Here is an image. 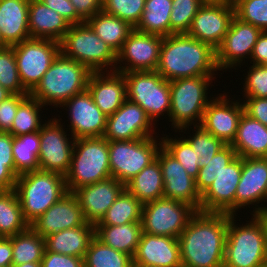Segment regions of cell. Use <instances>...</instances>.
Instances as JSON below:
<instances>
[{
  "mask_svg": "<svg viewBox=\"0 0 267 267\" xmlns=\"http://www.w3.org/2000/svg\"><path fill=\"white\" fill-rule=\"evenodd\" d=\"M228 214L196 212L178 240L186 267H223Z\"/></svg>",
  "mask_w": 267,
  "mask_h": 267,
  "instance_id": "obj_1",
  "label": "cell"
},
{
  "mask_svg": "<svg viewBox=\"0 0 267 267\" xmlns=\"http://www.w3.org/2000/svg\"><path fill=\"white\" fill-rule=\"evenodd\" d=\"M156 71L169 82L180 78L213 76L219 71L215 50L186 33L163 37Z\"/></svg>",
  "mask_w": 267,
  "mask_h": 267,
  "instance_id": "obj_2",
  "label": "cell"
},
{
  "mask_svg": "<svg viewBox=\"0 0 267 267\" xmlns=\"http://www.w3.org/2000/svg\"><path fill=\"white\" fill-rule=\"evenodd\" d=\"M91 73L85 65L60 53L29 94L44 106L60 108L74 95L87 90Z\"/></svg>",
  "mask_w": 267,
  "mask_h": 267,
  "instance_id": "obj_3",
  "label": "cell"
},
{
  "mask_svg": "<svg viewBox=\"0 0 267 267\" xmlns=\"http://www.w3.org/2000/svg\"><path fill=\"white\" fill-rule=\"evenodd\" d=\"M14 189L29 225L68 193L63 175L42 170L19 175Z\"/></svg>",
  "mask_w": 267,
  "mask_h": 267,
  "instance_id": "obj_4",
  "label": "cell"
},
{
  "mask_svg": "<svg viewBox=\"0 0 267 267\" xmlns=\"http://www.w3.org/2000/svg\"><path fill=\"white\" fill-rule=\"evenodd\" d=\"M111 178L108 140L104 137L75 139L66 188L76 189Z\"/></svg>",
  "mask_w": 267,
  "mask_h": 267,
  "instance_id": "obj_5",
  "label": "cell"
},
{
  "mask_svg": "<svg viewBox=\"0 0 267 267\" xmlns=\"http://www.w3.org/2000/svg\"><path fill=\"white\" fill-rule=\"evenodd\" d=\"M214 78V76H195L170 81L169 119L174 129L183 132L192 124L194 126L201 124L204 111L210 102L207 90Z\"/></svg>",
  "mask_w": 267,
  "mask_h": 267,
  "instance_id": "obj_6",
  "label": "cell"
},
{
  "mask_svg": "<svg viewBox=\"0 0 267 267\" xmlns=\"http://www.w3.org/2000/svg\"><path fill=\"white\" fill-rule=\"evenodd\" d=\"M235 216L228 214L223 267H261L267 264V247L259 220L252 216L251 221L239 227Z\"/></svg>",
  "mask_w": 267,
  "mask_h": 267,
  "instance_id": "obj_7",
  "label": "cell"
},
{
  "mask_svg": "<svg viewBox=\"0 0 267 267\" xmlns=\"http://www.w3.org/2000/svg\"><path fill=\"white\" fill-rule=\"evenodd\" d=\"M60 52L85 65L91 72L115 71L116 52L96 35L86 21L70 25L60 41Z\"/></svg>",
  "mask_w": 267,
  "mask_h": 267,
  "instance_id": "obj_8",
  "label": "cell"
},
{
  "mask_svg": "<svg viewBox=\"0 0 267 267\" xmlns=\"http://www.w3.org/2000/svg\"><path fill=\"white\" fill-rule=\"evenodd\" d=\"M155 137L108 141L111 177L126 184L156 159L162 146Z\"/></svg>",
  "mask_w": 267,
  "mask_h": 267,
  "instance_id": "obj_9",
  "label": "cell"
},
{
  "mask_svg": "<svg viewBox=\"0 0 267 267\" xmlns=\"http://www.w3.org/2000/svg\"><path fill=\"white\" fill-rule=\"evenodd\" d=\"M126 79L127 99L140 105L152 122L171 110L170 82L157 71L123 73Z\"/></svg>",
  "mask_w": 267,
  "mask_h": 267,
  "instance_id": "obj_10",
  "label": "cell"
},
{
  "mask_svg": "<svg viewBox=\"0 0 267 267\" xmlns=\"http://www.w3.org/2000/svg\"><path fill=\"white\" fill-rule=\"evenodd\" d=\"M13 47L21 84L30 93L61 53L60 42L29 38Z\"/></svg>",
  "mask_w": 267,
  "mask_h": 267,
  "instance_id": "obj_11",
  "label": "cell"
},
{
  "mask_svg": "<svg viewBox=\"0 0 267 267\" xmlns=\"http://www.w3.org/2000/svg\"><path fill=\"white\" fill-rule=\"evenodd\" d=\"M196 211L189 205L161 197L143 204L142 232L151 235L179 238Z\"/></svg>",
  "mask_w": 267,
  "mask_h": 267,
  "instance_id": "obj_12",
  "label": "cell"
},
{
  "mask_svg": "<svg viewBox=\"0 0 267 267\" xmlns=\"http://www.w3.org/2000/svg\"><path fill=\"white\" fill-rule=\"evenodd\" d=\"M56 117L43 122L40 129L39 169L64 177L69 172L75 139L64 131ZM73 139V140H72Z\"/></svg>",
  "mask_w": 267,
  "mask_h": 267,
  "instance_id": "obj_13",
  "label": "cell"
},
{
  "mask_svg": "<svg viewBox=\"0 0 267 267\" xmlns=\"http://www.w3.org/2000/svg\"><path fill=\"white\" fill-rule=\"evenodd\" d=\"M162 41V36L143 33L134 28L116 53L115 71H156ZM122 62L124 66H121Z\"/></svg>",
  "mask_w": 267,
  "mask_h": 267,
  "instance_id": "obj_14",
  "label": "cell"
},
{
  "mask_svg": "<svg viewBox=\"0 0 267 267\" xmlns=\"http://www.w3.org/2000/svg\"><path fill=\"white\" fill-rule=\"evenodd\" d=\"M234 17L232 0L225 2L205 1L192 20L186 34L209 44L216 50L222 43Z\"/></svg>",
  "mask_w": 267,
  "mask_h": 267,
  "instance_id": "obj_15",
  "label": "cell"
},
{
  "mask_svg": "<svg viewBox=\"0 0 267 267\" xmlns=\"http://www.w3.org/2000/svg\"><path fill=\"white\" fill-rule=\"evenodd\" d=\"M261 32V29L252 24L234 17L222 43L215 50L218 70L233 69L235 66H240L243 59L245 62V58H250Z\"/></svg>",
  "mask_w": 267,
  "mask_h": 267,
  "instance_id": "obj_16",
  "label": "cell"
},
{
  "mask_svg": "<svg viewBox=\"0 0 267 267\" xmlns=\"http://www.w3.org/2000/svg\"><path fill=\"white\" fill-rule=\"evenodd\" d=\"M242 174V157L236 156L201 195L200 211L235 215V194Z\"/></svg>",
  "mask_w": 267,
  "mask_h": 267,
  "instance_id": "obj_17",
  "label": "cell"
},
{
  "mask_svg": "<svg viewBox=\"0 0 267 267\" xmlns=\"http://www.w3.org/2000/svg\"><path fill=\"white\" fill-rule=\"evenodd\" d=\"M154 123L144 109L126 99L112 115L107 116L106 130L103 135L108 141L134 140L154 137Z\"/></svg>",
  "mask_w": 267,
  "mask_h": 267,
  "instance_id": "obj_18",
  "label": "cell"
},
{
  "mask_svg": "<svg viewBox=\"0 0 267 267\" xmlns=\"http://www.w3.org/2000/svg\"><path fill=\"white\" fill-rule=\"evenodd\" d=\"M156 158L162 171L164 197L185 203L200 212L201 195L197 191L195 179L162 146Z\"/></svg>",
  "mask_w": 267,
  "mask_h": 267,
  "instance_id": "obj_19",
  "label": "cell"
},
{
  "mask_svg": "<svg viewBox=\"0 0 267 267\" xmlns=\"http://www.w3.org/2000/svg\"><path fill=\"white\" fill-rule=\"evenodd\" d=\"M61 106L69 112V129L74 139L103 137L107 116L96 106L88 90L74 95Z\"/></svg>",
  "mask_w": 267,
  "mask_h": 267,
  "instance_id": "obj_20",
  "label": "cell"
},
{
  "mask_svg": "<svg viewBox=\"0 0 267 267\" xmlns=\"http://www.w3.org/2000/svg\"><path fill=\"white\" fill-rule=\"evenodd\" d=\"M218 95L215 99L214 96L210 98L200 125L225 144H231L236 137L239 120L244 113L243 102L229 101L230 98L226 94Z\"/></svg>",
  "mask_w": 267,
  "mask_h": 267,
  "instance_id": "obj_21",
  "label": "cell"
},
{
  "mask_svg": "<svg viewBox=\"0 0 267 267\" xmlns=\"http://www.w3.org/2000/svg\"><path fill=\"white\" fill-rule=\"evenodd\" d=\"M124 190L125 184L111 177L80 187L73 194L80 204L85 221L96 225Z\"/></svg>",
  "mask_w": 267,
  "mask_h": 267,
  "instance_id": "obj_22",
  "label": "cell"
},
{
  "mask_svg": "<svg viewBox=\"0 0 267 267\" xmlns=\"http://www.w3.org/2000/svg\"><path fill=\"white\" fill-rule=\"evenodd\" d=\"M267 192V157L242 158V174L235 194V215L238 209L255 205L256 212L262 211L261 205ZM258 206V208H256Z\"/></svg>",
  "mask_w": 267,
  "mask_h": 267,
  "instance_id": "obj_23",
  "label": "cell"
},
{
  "mask_svg": "<svg viewBox=\"0 0 267 267\" xmlns=\"http://www.w3.org/2000/svg\"><path fill=\"white\" fill-rule=\"evenodd\" d=\"M86 223L76 196L68 192L58 202L30 224V227L43 238L62 231L80 227Z\"/></svg>",
  "mask_w": 267,
  "mask_h": 267,
  "instance_id": "obj_24",
  "label": "cell"
},
{
  "mask_svg": "<svg viewBox=\"0 0 267 267\" xmlns=\"http://www.w3.org/2000/svg\"><path fill=\"white\" fill-rule=\"evenodd\" d=\"M87 90L96 106L106 116L114 114L127 99L126 79L118 71L92 72Z\"/></svg>",
  "mask_w": 267,
  "mask_h": 267,
  "instance_id": "obj_25",
  "label": "cell"
},
{
  "mask_svg": "<svg viewBox=\"0 0 267 267\" xmlns=\"http://www.w3.org/2000/svg\"><path fill=\"white\" fill-rule=\"evenodd\" d=\"M132 264L153 265L156 267L181 266L178 238L142 232Z\"/></svg>",
  "mask_w": 267,
  "mask_h": 267,
  "instance_id": "obj_26",
  "label": "cell"
},
{
  "mask_svg": "<svg viewBox=\"0 0 267 267\" xmlns=\"http://www.w3.org/2000/svg\"><path fill=\"white\" fill-rule=\"evenodd\" d=\"M29 0H0L2 47L13 46L30 37Z\"/></svg>",
  "mask_w": 267,
  "mask_h": 267,
  "instance_id": "obj_27",
  "label": "cell"
},
{
  "mask_svg": "<svg viewBox=\"0 0 267 267\" xmlns=\"http://www.w3.org/2000/svg\"><path fill=\"white\" fill-rule=\"evenodd\" d=\"M28 26L31 38L51 39L60 42L70 24L40 0H29Z\"/></svg>",
  "mask_w": 267,
  "mask_h": 267,
  "instance_id": "obj_28",
  "label": "cell"
},
{
  "mask_svg": "<svg viewBox=\"0 0 267 267\" xmlns=\"http://www.w3.org/2000/svg\"><path fill=\"white\" fill-rule=\"evenodd\" d=\"M230 145L242 158L267 157V126L244 112L236 137Z\"/></svg>",
  "mask_w": 267,
  "mask_h": 267,
  "instance_id": "obj_29",
  "label": "cell"
},
{
  "mask_svg": "<svg viewBox=\"0 0 267 267\" xmlns=\"http://www.w3.org/2000/svg\"><path fill=\"white\" fill-rule=\"evenodd\" d=\"M94 236L95 225L86 222L80 227L65 229L45 237V251L84 258Z\"/></svg>",
  "mask_w": 267,
  "mask_h": 267,
  "instance_id": "obj_30",
  "label": "cell"
},
{
  "mask_svg": "<svg viewBox=\"0 0 267 267\" xmlns=\"http://www.w3.org/2000/svg\"><path fill=\"white\" fill-rule=\"evenodd\" d=\"M142 235L141 222L95 225V236L109 247L134 257Z\"/></svg>",
  "mask_w": 267,
  "mask_h": 267,
  "instance_id": "obj_31",
  "label": "cell"
},
{
  "mask_svg": "<svg viewBox=\"0 0 267 267\" xmlns=\"http://www.w3.org/2000/svg\"><path fill=\"white\" fill-rule=\"evenodd\" d=\"M125 189L142 204L164 197V185L159 160L156 158L125 184Z\"/></svg>",
  "mask_w": 267,
  "mask_h": 267,
  "instance_id": "obj_32",
  "label": "cell"
},
{
  "mask_svg": "<svg viewBox=\"0 0 267 267\" xmlns=\"http://www.w3.org/2000/svg\"><path fill=\"white\" fill-rule=\"evenodd\" d=\"M97 36L108 44L116 53L134 29L126 21L115 17L103 10L96 13L86 21Z\"/></svg>",
  "mask_w": 267,
  "mask_h": 267,
  "instance_id": "obj_33",
  "label": "cell"
},
{
  "mask_svg": "<svg viewBox=\"0 0 267 267\" xmlns=\"http://www.w3.org/2000/svg\"><path fill=\"white\" fill-rule=\"evenodd\" d=\"M172 0H145L142 17L136 30L166 37L170 35Z\"/></svg>",
  "mask_w": 267,
  "mask_h": 267,
  "instance_id": "obj_34",
  "label": "cell"
},
{
  "mask_svg": "<svg viewBox=\"0 0 267 267\" xmlns=\"http://www.w3.org/2000/svg\"><path fill=\"white\" fill-rule=\"evenodd\" d=\"M40 150V131L13 136L12 153L15 175L38 171Z\"/></svg>",
  "mask_w": 267,
  "mask_h": 267,
  "instance_id": "obj_35",
  "label": "cell"
},
{
  "mask_svg": "<svg viewBox=\"0 0 267 267\" xmlns=\"http://www.w3.org/2000/svg\"><path fill=\"white\" fill-rule=\"evenodd\" d=\"M29 227L15 189L0 191V234L3 237H10Z\"/></svg>",
  "mask_w": 267,
  "mask_h": 267,
  "instance_id": "obj_36",
  "label": "cell"
},
{
  "mask_svg": "<svg viewBox=\"0 0 267 267\" xmlns=\"http://www.w3.org/2000/svg\"><path fill=\"white\" fill-rule=\"evenodd\" d=\"M13 265L29 262H41L45 252V238L31 227L11 236Z\"/></svg>",
  "mask_w": 267,
  "mask_h": 267,
  "instance_id": "obj_37",
  "label": "cell"
},
{
  "mask_svg": "<svg viewBox=\"0 0 267 267\" xmlns=\"http://www.w3.org/2000/svg\"><path fill=\"white\" fill-rule=\"evenodd\" d=\"M143 204L126 189L118 196L96 225H123L141 222Z\"/></svg>",
  "mask_w": 267,
  "mask_h": 267,
  "instance_id": "obj_38",
  "label": "cell"
},
{
  "mask_svg": "<svg viewBox=\"0 0 267 267\" xmlns=\"http://www.w3.org/2000/svg\"><path fill=\"white\" fill-rule=\"evenodd\" d=\"M133 258L92 238L84 257V267H132Z\"/></svg>",
  "mask_w": 267,
  "mask_h": 267,
  "instance_id": "obj_39",
  "label": "cell"
},
{
  "mask_svg": "<svg viewBox=\"0 0 267 267\" xmlns=\"http://www.w3.org/2000/svg\"><path fill=\"white\" fill-rule=\"evenodd\" d=\"M44 105L30 94L19 104L11 129L13 136L40 131L42 127L40 110ZM41 119V120H40Z\"/></svg>",
  "mask_w": 267,
  "mask_h": 267,
  "instance_id": "obj_40",
  "label": "cell"
},
{
  "mask_svg": "<svg viewBox=\"0 0 267 267\" xmlns=\"http://www.w3.org/2000/svg\"><path fill=\"white\" fill-rule=\"evenodd\" d=\"M236 156L235 149L230 144H226L212 158L204 160V166L200 167L198 176L195 178V185L200 195Z\"/></svg>",
  "mask_w": 267,
  "mask_h": 267,
  "instance_id": "obj_41",
  "label": "cell"
},
{
  "mask_svg": "<svg viewBox=\"0 0 267 267\" xmlns=\"http://www.w3.org/2000/svg\"><path fill=\"white\" fill-rule=\"evenodd\" d=\"M162 147L172 155L176 160H178L181 165L185 168V171L192 176L194 179L198 176L199 172V159L198 155L192 149L190 143L183 137L176 139L166 137H161Z\"/></svg>",
  "mask_w": 267,
  "mask_h": 267,
  "instance_id": "obj_42",
  "label": "cell"
},
{
  "mask_svg": "<svg viewBox=\"0 0 267 267\" xmlns=\"http://www.w3.org/2000/svg\"><path fill=\"white\" fill-rule=\"evenodd\" d=\"M0 85L11 94H29L21 84L13 46L0 48Z\"/></svg>",
  "mask_w": 267,
  "mask_h": 267,
  "instance_id": "obj_43",
  "label": "cell"
},
{
  "mask_svg": "<svg viewBox=\"0 0 267 267\" xmlns=\"http://www.w3.org/2000/svg\"><path fill=\"white\" fill-rule=\"evenodd\" d=\"M205 0H172L170 35L187 33Z\"/></svg>",
  "mask_w": 267,
  "mask_h": 267,
  "instance_id": "obj_44",
  "label": "cell"
},
{
  "mask_svg": "<svg viewBox=\"0 0 267 267\" xmlns=\"http://www.w3.org/2000/svg\"><path fill=\"white\" fill-rule=\"evenodd\" d=\"M235 17L267 31V0H232Z\"/></svg>",
  "mask_w": 267,
  "mask_h": 267,
  "instance_id": "obj_45",
  "label": "cell"
},
{
  "mask_svg": "<svg viewBox=\"0 0 267 267\" xmlns=\"http://www.w3.org/2000/svg\"><path fill=\"white\" fill-rule=\"evenodd\" d=\"M194 135L186 138L195 153L200 157L199 167L204 166V160L212 158L226 144L206 131L201 125L194 126Z\"/></svg>",
  "mask_w": 267,
  "mask_h": 267,
  "instance_id": "obj_46",
  "label": "cell"
},
{
  "mask_svg": "<svg viewBox=\"0 0 267 267\" xmlns=\"http://www.w3.org/2000/svg\"><path fill=\"white\" fill-rule=\"evenodd\" d=\"M145 6V0H102V10L118 17L133 28L139 23Z\"/></svg>",
  "mask_w": 267,
  "mask_h": 267,
  "instance_id": "obj_47",
  "label": "cell"
},
{
  "mask_svg": "<svg viewBox=\"0 0 267 267\" xmlns=\"http://www.w3.org/2000/svg\"><path fill=\"white\" fill-rule=\"evenodd\" d=\"M244 79L245 98L267 97V66L253 64Z\"/></svg>",
  "mask_w": 267,
  "mask_h": 267,
  "instance_id": "obj_48",
  "label": "cell"
},
{
  "mask_svg": "<svg viewBox=\"0 0 267 267\" xmlns=\"http://www.w3.org/2000/svg\"><path fill=\"white\" fill-rule=\"evenodd\" d=\"M29 94H11L0 102V132H8L13 124L19 104Z\"/></svg>",
  "mask_w": 267,
  "mask_h": 267,
  "instance_id": "obj_49",
  "label": "cell"
},
{
  "mask_svg": "<svg viewBox=\"0 0 267 267\" xmlns=\"http://www.w3.org/2000/svg\"><path fill=\"white\" fill-rule=\"evenodd\" d=\"M42 267H84V258L45 251L41 260Z\"/></svg>",
  "mask_w": 267,
  "mask_h": 267,
  "instance_id": "obj_50",
  "label": "cell"
},
{
  "mask_svg": "<svg viewBox=\"0 0 267 267\" xmlns=\"http://www.w3.org/2000/svg\"><path fill=\"white\" fill-rule=\"evenodd\" d=\"M48 8L60 14L70 25L84 23L70 0H40Z\"/></svg>",
  "mask_w": 267,
  "mask_h": 267,
  "instance_id": "obj_51",
  "label": "cell"
},
{
  "mask_svg": "<svg viewBox=\"0 0 267 267\" xmlns=\"http://www.w3.org/2000/svg\"><path fill=\"white\" fill-rule=\"evenodd\" d=\"M245 99L246 101H243L244 112L267 126V97Z\"/></svg>",
  "mask_w": 267,
  "mask_h": 267,
  "instance_id": "obj_52",
  "label": "cell"
},
{
  "mask_svg": "<svg viewBox=\"0 0 267 267\" xmlns=\"http://www.w3.org/2000/svg\"><path fill=\"white\" fill-rule=\"evenodd\" d=\"M77 14L87 21L102 10V0H70Z\"/></svg>",
  "mask_w": 267,
  "mask_h": 267,
  "instance_id": "obj_53",
  "label": "cell"
},
{
  "mask_svg": "<svg viewBox=\"0 0 267 267\" xmlns=\"http://www.w3.org/2000/svg\"><path fill=\"white\" fill-rule=\"evenodd\" d=\"M16 181L14 162H0V191L14 189Z\"/></svg>",
  "mask_w": 267,
  "mask_h": 267,
  "instance_id": "obj_54",
  "label": "cell"
},
{
  "mask_svg": "<svg viewBox=\"0 0 267 267\" xmlns=\"http://www.w3.org/2000/svg\"><path fill=\"white\" fill-rule=\"evenodd\" d=\"M250 61L256 65H267V31H262L253 47Z\"/></svg>",
  "mask_w": 267,
  "mask_h": 267,
  "instance_id": "obj_55",
  "label": "cell"
},
{
  "mask_svg": "<svg viewBox=\"0 0 267 267\" xmlns=\"http://www.w3.org/2000/svg\"><path fill=\"white\" fill-rule=\"evenodd\" d=\"M12 145L13 135L9 132H0V162H14Z\"/></svg>",
  "mask_w": 267,
  "mask_h": 267,
  "instance_id": "obj_56",
  "label": "cell"
},
{
  "mask_svg": "<svg viewBox=\"0 0 267 267\" xmlns=\"http://www.w3.org/2000/svg\"><path fill=\"white\" fill-rule=\"evenodd\" d=\"M12 258L11 236L0 238V267H11L13 265Z\"/></svg>",
  "mask_w": 267,
  "mask_h": 267,
  "instance_id": "obj_57",
  "label": "cell"
},
{
  "mask_svg": "<svg viewBox=\"0 0 267 267\" xmlns=\"http://www.w3.org/2000/svg\"><path fill=\"white\" fill-rule=\"evenodd\" d=\"M252 215L255 216L259 220L263 228L264 238H265L266 247H267V211L256 212Z\"/></svg>",
  "mask_w": 267,
  "mask_h": 267,
  "instance_id": "obj_58",
  "label": "cell"
},
{
  "mask_svg": "<svg viewBox=\"0 0 267 267\" xmlns=\"http://www.w3.org/2000/svg\"><path fill=\"white\" fill-rule=\"evenodd\" d=\"M11 267H42L41 262H29L20 265H12Z\"/></svg>",
  "mask_w": 267,
  "mask_h": 267,
  "instance_id": "obj_59",
  "label": "cell"
},
{
  "mask_svg": "<svg viewBox=\"0 0 267 267\" xmlns=\"http://www.w3.org/2000/svg\"><path fill=\"white\" fill-rule=\"evenodd\" d=\"M11 95L10 92H8L4 87L0 85V102L5 100L7 97Z\"/></svg>",
  "mask_w": 267,
  "mask_h": 267,
  "instance_id": "obj_60",
  "label": "cell"
},
{
  "mask_svg": "<svg viewBox=\"0 0 267 267\" xmlns=\"http://www.w3.org/2000/svg\"><path fill=\"white\" fill-rule=\"evenodd\" d=\"M132 267H156L153 265H144V264H132Z\"/></svg>",
  "mask_w": 267,
  "mask_h": 267,
  "instance_id": "obj_61",
  "label": "cell"
},
{
  "mask_svg": "<svg viewBox=\"0 0 267 267\" xmlns=\"http://www.w3.org/2000/svg\"><path fill=\"white\" fill-rule=\"evenodd\" d=\"M264 202H267V192H266V195H265V198H264ZM261 206H262V211H267V205L264 206V204H261Z\"/></svg>",
  "mask_w": 267,
  "mask_h": 267,
  "instance_id": "obj_62",
  "label": "cell"
},
{
  "mask_svg": "<svg viewBox=\"0 0 267 267\" xmlns=\"http://www.w3.org/2000/svg\"><path fill=\"white\" fill-rule=\"evenodd\" d=\"M205 1H211V2H225L230 0H205Z\"/></svg>",
  "mask_w": 267,
  "mask_h": 267,
  "instance_id": "obj_63",
  "label": "cell"
},
{
  "mask_svg": "<svg viewBox=\"0 0 267 267\" xmlns=\"http://www.w3.org/2000/svg\"><path fill=\"white\" fill-rule=\"evenodd\" d=\"M2 47V33H1V30H0V48Z\"/></svg>",
  "mask_w": 267,
  "mask_h": 267,
  "instance_id": "obj_64",
  "label": "cell"
}]
</instances>
